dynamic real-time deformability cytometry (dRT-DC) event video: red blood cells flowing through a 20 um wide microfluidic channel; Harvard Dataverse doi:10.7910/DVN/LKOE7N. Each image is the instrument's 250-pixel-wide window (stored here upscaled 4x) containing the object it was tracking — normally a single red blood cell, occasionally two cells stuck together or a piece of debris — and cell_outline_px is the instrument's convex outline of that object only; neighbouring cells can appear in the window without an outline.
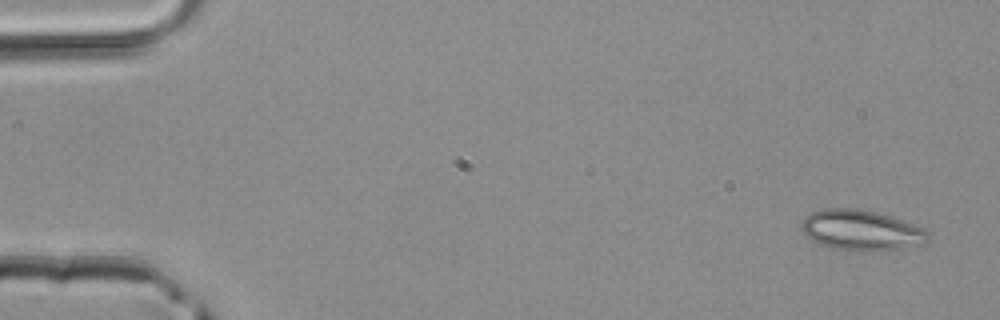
{"species": "common noctule bat (a hibernating species)", "species_latin": "Nyctalus noctula", "temperature_condition": "room temperature", "stored_images_in_passage": 4, "camera_frame_rate_fps": 3000, "um_per_image_px": 0.085, "animal": {"sex": "male", "body_mass_g": 20.4}, "frame": {"image": 1, "passage_image": 1, "time_ms": 0.0, "image_size_px": [1000, 320], "cell_outline_px": [[928, 240], [904, 248], [832, 248], [820, 244], [804, 236], [800, 228], [804, 216], [812, 212], [824, 208], [856, 208], [876, 212], [892, 216], [924, 228], [928, 232]], "centroid_in_image_um": [73.13, 19.5], "position_along_channel_um": 11.9, "area_um2": 28.96}}